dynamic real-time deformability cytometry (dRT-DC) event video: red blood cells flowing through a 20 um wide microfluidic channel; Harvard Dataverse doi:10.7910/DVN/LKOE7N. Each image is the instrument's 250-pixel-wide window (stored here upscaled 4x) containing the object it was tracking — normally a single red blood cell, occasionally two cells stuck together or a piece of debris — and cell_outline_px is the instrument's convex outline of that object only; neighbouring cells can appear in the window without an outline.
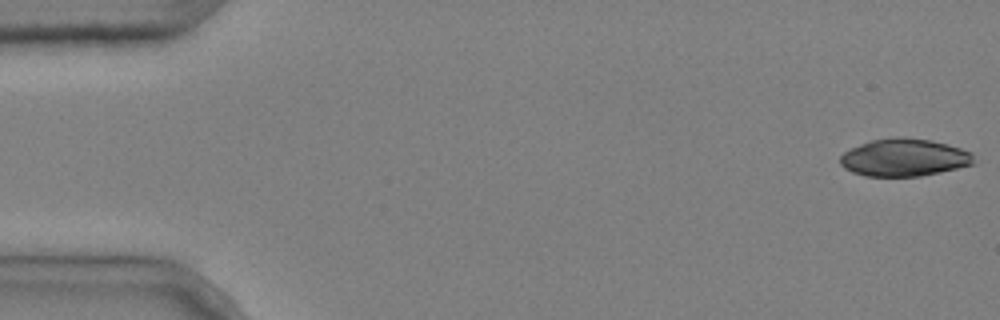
{"species": "common noctule bat (a hibernating species)", "species_latin": "Nyctalus noctula", "temperature_condition": "cold", "stored_images_in_passage": 5, "segment_of_instrument_passage": [1, 2], "camera_frame_rate_fps": 3000, "um_per_image_px": 0.085, "animal": {"sex": "male", "body_mass_g": 20.4}, "frame": {"image": 1, "passage_image": 1, "time_ms": 0.0, "image_size_px": [1000, 320], "cell_outline_px": [[976, 164], [940, 172], [920, 176], [864, 176], [852, 172], [844, 168], [840, 164], [840, 156], [844, 152], [860, 144], [872, 140], [900, 136], [928, 140], [948, 144], [972, 152]], "centroid_in_image_um": [76.87, 13.39], "position_along_channel_um": 8.1, "area_um2": 29.3}}
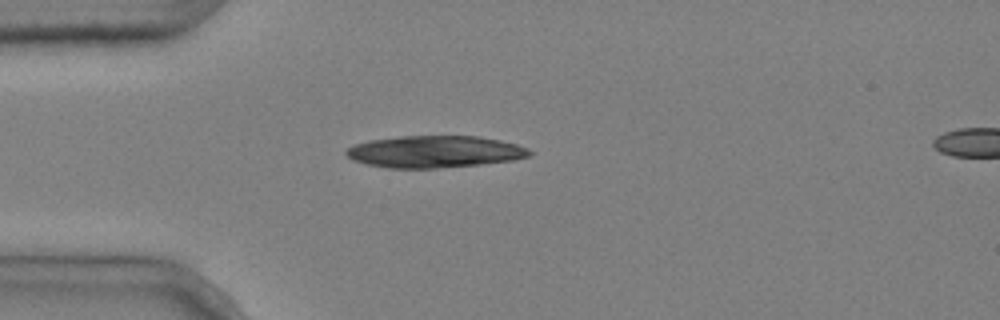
{"frame": {"image": 2, "passage_image": 4, "time_ms": 1.0, "image_size_px": [1000, 320], "cell_outline_px": [[532, 152], [528, 156], [512, 160], [480, 164], [436, 168], [388, 168], [368, 164], [352, 160], [344, 152], [348, 148], [356, 144], [368, 140], [400, 136], [480, 136], [500, 140], [516, 144], [528, 148]], "centroid_in_image_um": [36.93, 12.89], "position_along_channel_um": 48.1, "area_um2": 33.99}}